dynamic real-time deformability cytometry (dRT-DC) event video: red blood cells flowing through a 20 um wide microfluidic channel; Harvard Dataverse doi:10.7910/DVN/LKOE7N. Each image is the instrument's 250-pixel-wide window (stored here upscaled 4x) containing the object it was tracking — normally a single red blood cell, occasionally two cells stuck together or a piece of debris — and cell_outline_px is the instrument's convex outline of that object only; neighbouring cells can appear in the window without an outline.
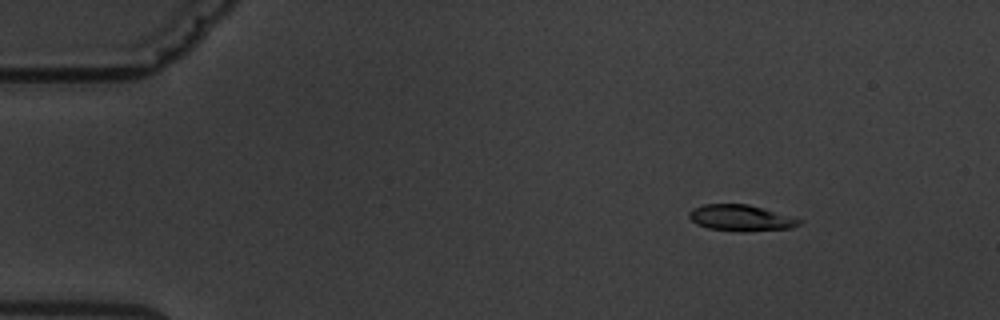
{"species": "common noctule bat (a hibernating species)", "species_latin": "Nyctalus noctula", "temperature_condition": "warm", "stored_images_in_passage": 6, "camera_frame_rate_fps": 3000, "um_per_image_px": 0.085, "animal": {"sex": "male", "body_mass_g": 19.5, "forearm_length_mm": 54.6}, "frame": {"image": 1, "passage_image": 3, "time_ms": 2.333, "image_size_px": [1000, 320], "cell_outline_px": [[804, 220], [800, 224], [792, 228], [740, 232], [708, 228], [696, 224], [688, 216], [688, 212], [692, 208], [704, 204], [748, 204]], "centroid_in_image_um": [62.95, 18.53], "position_along_channel_um": 22.0, "area_um2": 16.82}}
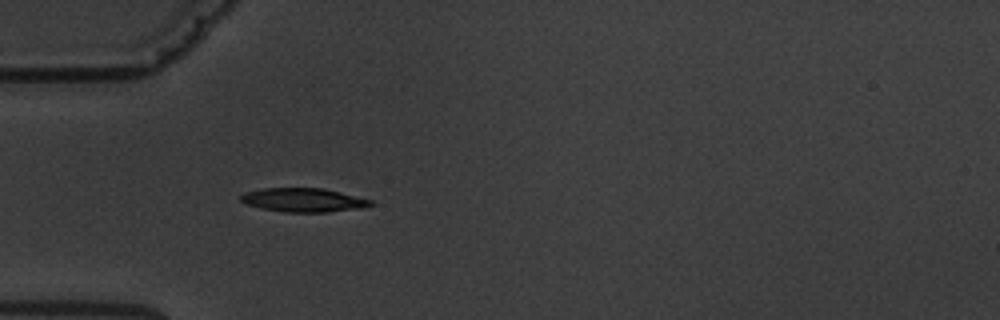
{"frame": {"image": 2, "passage_image": 6, "time_ms": 5.667, "image_size_px": [1000, 320], "cell_outline_px": [[372, 204], [364, 208], [328, 212], [284, 212], [264, 208], [248, 204], [240, 200], [240, 196], [244, 192], [264, 188], [324, 188], [372, 200]], "centroid_in_image_um": [25.82, 17.0], "position_along_channel_um": 59.2, "area_um2": 17.92}}